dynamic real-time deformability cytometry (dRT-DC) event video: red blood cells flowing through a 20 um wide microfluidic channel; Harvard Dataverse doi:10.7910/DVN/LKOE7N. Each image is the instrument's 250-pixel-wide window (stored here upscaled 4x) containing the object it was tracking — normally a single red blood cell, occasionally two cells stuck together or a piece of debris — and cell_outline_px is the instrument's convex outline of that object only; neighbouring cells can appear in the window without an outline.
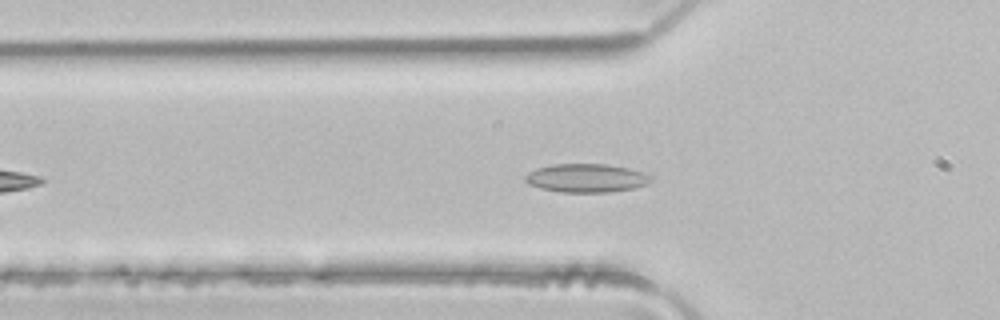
{"species": "common noctule bat (a hibernating species)", "species_latin": "Nyctalus noctula", "temperature_condition": "room temperature", "stored_images_in_passage": 31, "camera_frame_rate_fps": 3000, "um_per_image_px": 0.085, "animal": {"sex": "male", "body_mass_g": 21.5, "forearm_length_mm": 52.0}, "frame": {"image": 1, "passage_image": 8, "time_ms": 2.333, "image_size_px": [1000, 320], "cell_outline_px": [[652, 180], [648, 184], [632, 188], [608, 192], [560, 192], [540, 188], [528, 184], [524, 180], [524, 176], [528, 172], [536, 168], [552, 164], [608, 164], [628, 168], [644, 172], [652, 176]], "centroid_in_image_um": [49.82, 15.13], "position_along_channel_um": 76.0, "area_um2": 21.04}}
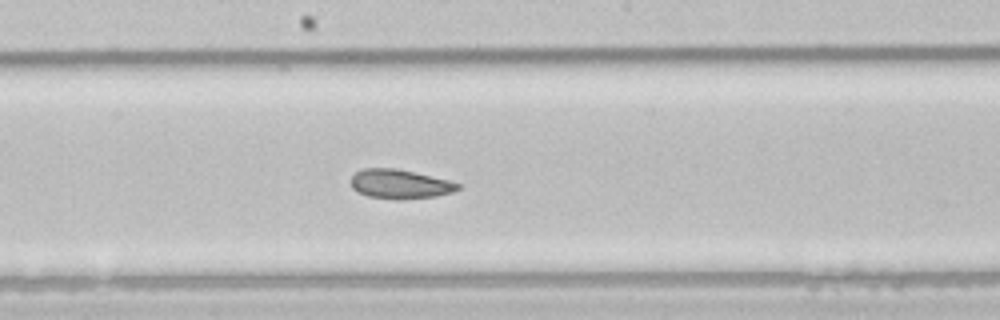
{"frame": {"image": 2, "passage_image": 18, "time_ms": 5.667, "image_size_px": [1000, 320], "cell_outline_px": [[460, 188], [452, 192], [436, 196], [404, 200], [396, 200], [368, 196], [352, 188], [352, 176], [356, 172], [364, 168], [396, 168], [448, 180], [460, 184]], "centroid_in_image_um": [34.0, 15.65], "position_along_channel_um": 214.2, "area_um2": 18.15}}
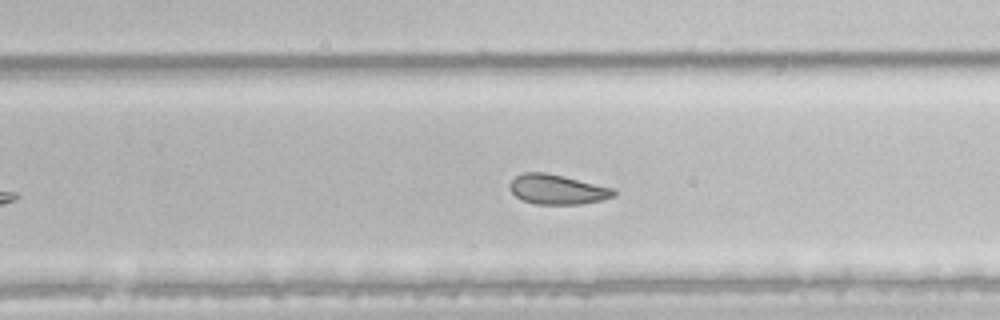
{"frame": {"image": 3, "passage_image": 23, "time_ms": 7.333, "image_size_px": [1000, 320], "cell_outline_px": [[616, 196], [600, 200], [580, 204], [536, 204], [524, 200], [516, 196], [508, 188], [508, 184], [516, 176], [524, 172], [544, 172], [616, 188]], "centroid_in_image_um": [47.38, 16.1], "position_along_channel_um": 282.4, "area_um2": 18.03}, "authors_computed_cell_mechanics": {"area_um2": 18.5538, "velocity_mm_per_s": 4.1217, "shape_relaxation_time_tau1_ms": 9.0003, "shape_relaxation_time_tau2_ms": 2.7453, "deformation_change_tau1": 0.1313, "deformation_change_tau2": 0.088}}